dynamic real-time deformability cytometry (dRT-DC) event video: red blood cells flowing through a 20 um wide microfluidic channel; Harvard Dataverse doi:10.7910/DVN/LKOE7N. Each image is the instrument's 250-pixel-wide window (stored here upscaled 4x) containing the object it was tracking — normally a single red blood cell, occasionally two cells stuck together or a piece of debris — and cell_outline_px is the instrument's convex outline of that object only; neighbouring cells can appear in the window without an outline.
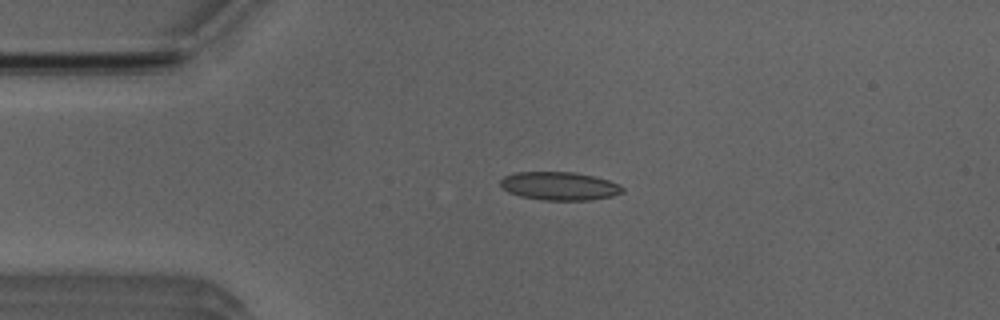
{"species": "Egyptian fruit bat (a non-hibernating species)", "species_latin": "Rousettus aegyptiacus", "temperature_condition": "room temperature", "stored_images_in_passage": 3, "camera_frame_rate_fps": 3000, "um_per_image_px": 0.085, "animal": {"sex": "male"}, "frame": {"image": 1, "passage_image": 3, "time_ms": 2.333, "image_size_px": [1000, 320], "cell_outline_px": [[624, 192], [612, 196], [588, 200], [544, 200], [520, 196], [508, 192], [500, 184], [500, 180], [504, 176], [516, 172], [576, 172], [608, 180], [624, 188]], "centroid_in_image_um": [47.53, 15.81], "position_along_channel_um": 37.5, "area_um2": 20.0}}